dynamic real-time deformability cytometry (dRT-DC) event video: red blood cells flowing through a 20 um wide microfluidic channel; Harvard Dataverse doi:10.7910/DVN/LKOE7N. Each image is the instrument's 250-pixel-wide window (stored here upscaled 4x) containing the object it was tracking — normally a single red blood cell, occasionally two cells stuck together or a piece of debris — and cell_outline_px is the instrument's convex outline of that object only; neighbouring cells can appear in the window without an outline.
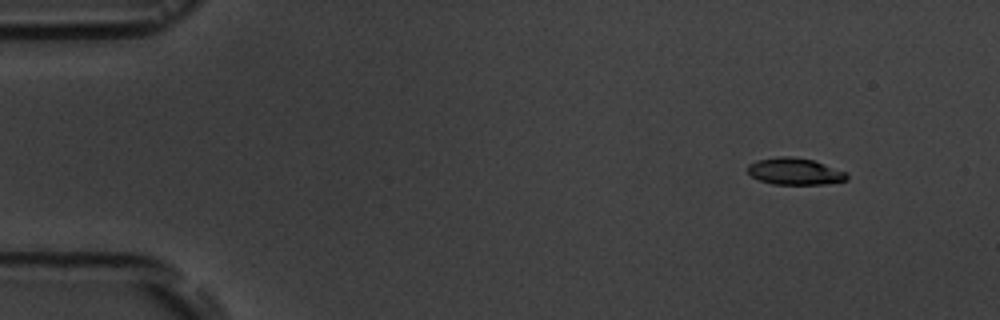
{"species": "common noctule bat (a hibernating species)", "species_latin": "Nyctalus noctula", "temperature_condition": "room temperature", "stored_images_in_passage": 4, "camera_frame_rate_fps": 3000, "um_per_image_px": 0.085, "animal": {"sex": "male", "body_mass_g": 19.5, "forearm_length_mm": 54.6}, "frame": {"image": 1, "passage_image": 1, "time_ms": 0.0, "image_size_px": [1000, 320], "cell_outline_px": [[848, 180], [824, 184], [772, 184], [760, 180], [752, 176], [748, 172], [748, 164], [756, 160], [780, 156], [792, 156], [812, 160], [848, 172]], "centroid_in_image_um": [67.57, 14.56], "position_along_channel_um": 17.4, "area_um2": 15.49}}
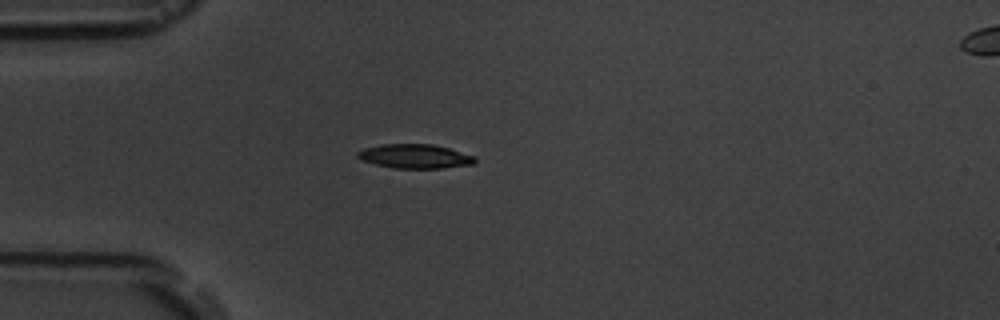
{"frame": {"image": 2, "passage_image": 4, "time_ms": 3.333, "image_size_px": [1000, 320], "cell_outline_px": [[476, 164], [444, 168], [396, 168], [376, 164], [360, 160], [356, 156], [356, 152], [364, 148], [380, 144], [432, 144], [448, 148], [476, 156]], "centroid_in_image_um": [35.28, 13.28], "position_along_channel_um": 49.7, "area_um2": 16.65}}